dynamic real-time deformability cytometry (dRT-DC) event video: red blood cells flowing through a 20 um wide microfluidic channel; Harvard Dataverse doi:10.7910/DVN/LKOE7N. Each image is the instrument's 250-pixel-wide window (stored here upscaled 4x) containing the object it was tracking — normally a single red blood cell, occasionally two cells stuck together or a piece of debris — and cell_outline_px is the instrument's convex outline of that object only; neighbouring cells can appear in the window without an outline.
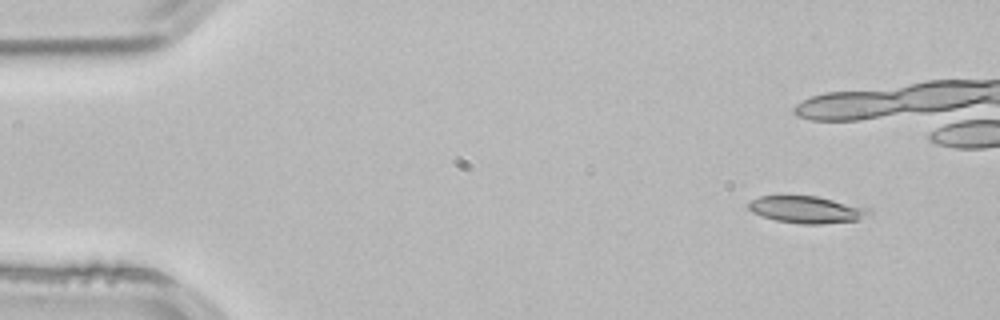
{"species": "common noctule bat (a hibernating species)", "species_latin": "Nyctalus noctula", "temperature_condition": "room temperature", "stored_images_in_passage": 4, "camera_frame_rate_fps": 3000, "um_per_image_px": 0.085, "animal": {"sex": "male", "body_mass_g": 21.5, "forearm_length_mm": 52.0}, "frame": {"image": 1, "passage_image": 1, "time_ms": 0.0, "image_size_px": [1000, 320], "cell_outline_px": [[872, 216], [856, 220], [820, 224], [800, 224], [776, 220], [752, 212], [748, 208], [748, 204], [752, 200], [760, 196], [816, 196], [868, 208], [872, 212]], "centroid_in_image_um": [68.6, 17.82], "position_along_channel_um": 16.4, "area_um2": 18.79}}